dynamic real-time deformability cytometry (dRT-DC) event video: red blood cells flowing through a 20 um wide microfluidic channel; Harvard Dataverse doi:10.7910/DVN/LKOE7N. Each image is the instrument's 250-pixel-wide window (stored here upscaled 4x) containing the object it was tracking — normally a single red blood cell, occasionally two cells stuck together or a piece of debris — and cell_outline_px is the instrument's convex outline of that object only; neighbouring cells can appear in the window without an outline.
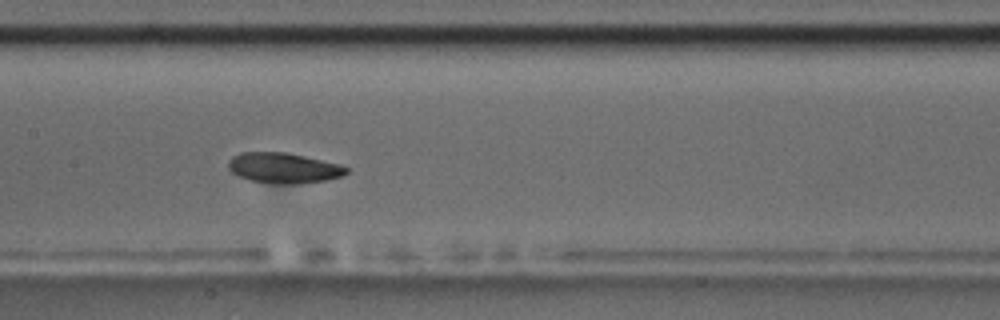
{"species": "common noctule bat (a hibernating species)", "species_latin": "Nyctalus noctula", "temperature_condition": "room temperature", "stored_images_in_passage": 17, "camera_frame_rate_fps": 3000, "um_per_image_px": 0.085, "animal": {"sex": "male", "body_mass_g": 17.5, "forearm_length_mm": 52.3}, "frame": {"image": 1, "passage_image": 10, "time_ms": 10.333, "image_size_px": [1000, 320], "cell_outline_px": [[348, 172], [344, 176], [328, 180], [300, 184], [272, 184], [248, 180], [232, 172], [228, 168], [228, 160], [232, 156], [240, 152], [284, 152], [304, 156], [340, 164], [348, 168]], "centroid_in_image_um": [24.11, 14.29], "position_along_channel_um": 183.3, "area_um2": 21.21}, "authors_computed_cell_mechanics": {"area_um2": 21.097, "velocity_mm_per_s": 3.4786, "shape_relaxation_time_tau1_ms": 3.1998, "shape_relaxation_time_tau2_ms": null, "deformation_change_tau1": 0.0864, "deformation_change_tau2": null}}